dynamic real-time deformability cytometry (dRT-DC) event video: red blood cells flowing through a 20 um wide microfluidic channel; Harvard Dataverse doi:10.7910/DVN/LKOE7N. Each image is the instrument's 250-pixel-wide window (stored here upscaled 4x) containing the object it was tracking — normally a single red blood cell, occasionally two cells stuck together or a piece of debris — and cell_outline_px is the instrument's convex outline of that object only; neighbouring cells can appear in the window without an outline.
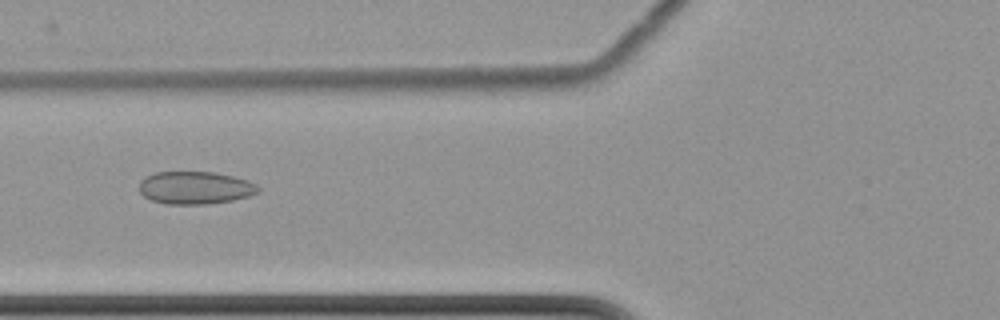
{"species": "common noctule bat (a hibernating species)", "species_latin": "Nyctalus noctula", "temperature_condition": "cold", "stored_images_in_passage": 2, "camera_frame_rate_fps": 3000, "um_per_image_px": 0.085, "animal": {"sex": "female", "body_mass_g": 22.7, "forearm_length_mm": 54.2}, "frame": {"image": 1, "passage_image": 2, "time_ms": 1.0, "image_size_px": [1000, 320], "cell_outline_px": [[260, 192], [248, 196], [232, 200], [204, 204], [164, 204], [152, 200], [144, 196], [140, 192], [140, 180], [156, 172], [216, 172], [248, 180], [256, 184], [260, 188]], "centroid_in_image_um": [16.6, 15.96], "position_along_channel_um": 109.2, "area_um2": 22.6}}